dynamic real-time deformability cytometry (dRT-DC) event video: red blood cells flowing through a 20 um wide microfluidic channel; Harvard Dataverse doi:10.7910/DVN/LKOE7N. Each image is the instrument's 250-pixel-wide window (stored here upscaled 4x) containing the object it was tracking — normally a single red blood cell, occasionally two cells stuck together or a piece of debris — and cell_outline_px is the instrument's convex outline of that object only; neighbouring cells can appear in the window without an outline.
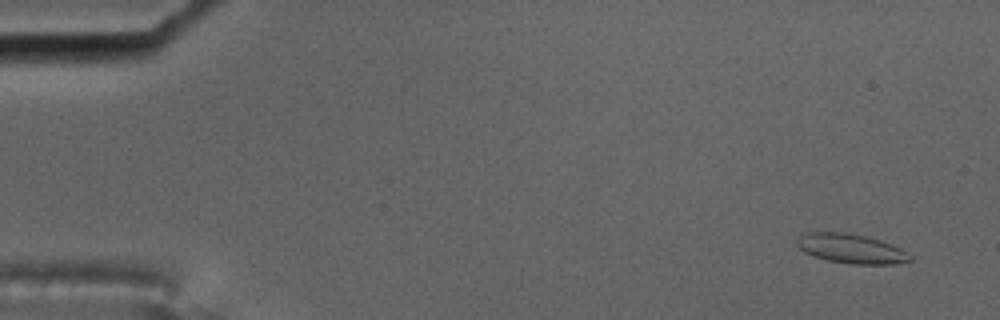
{"species": "common noctule bat (a hibernating species)", "species_latin": "Nyctalus noctula", "temperature_condition": "cold", "stored_images_in_passage": 56, "camera_frame_rate_fps": 3000, "um_per_image_px": 0.085, "animal": {"sex": "male", "body_mass_g": 17.5, "forearm_length_mm": 52.3}, "frame": {"image": 1, "passage_image": 1, "time_ms": 0.0, "image_size_px": [1000, 320], "cell_outline_px": [[912, 260], [896, 264], [848, 264], [828, 260], [812, 256], [804, 252], [796, 244], [796, 240], [800, 232], [848, 232], [880, 240], [892, 244], [900, 248], [912, 256]], "centroid_in_image_um": [72.3, 21.13], "position_along_channel_um": 12.7, "area_um2": 19.65}}
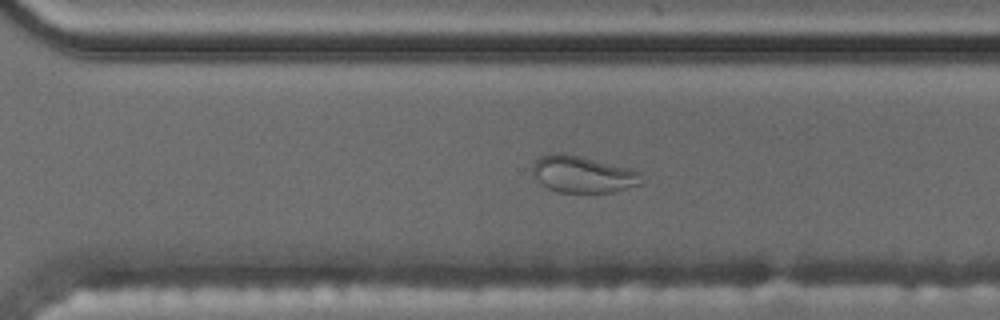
{"frame": {"image": 2, "passage_image": 38, "time_ms": 12.333, "image_size_px": [1000, 320], "cell_outline_px": [[644, 184], [616, 192], [556, 192], [548, 188], [532, 172], [532, 168], [536, 160], [540, 156], [548, 152], [564, 152], [632, 168], [640, 172]], "centroid_in_image_um": [49.6, 14.8], "position_along_channel_um": 321.0, "area_um2": 23.7}}
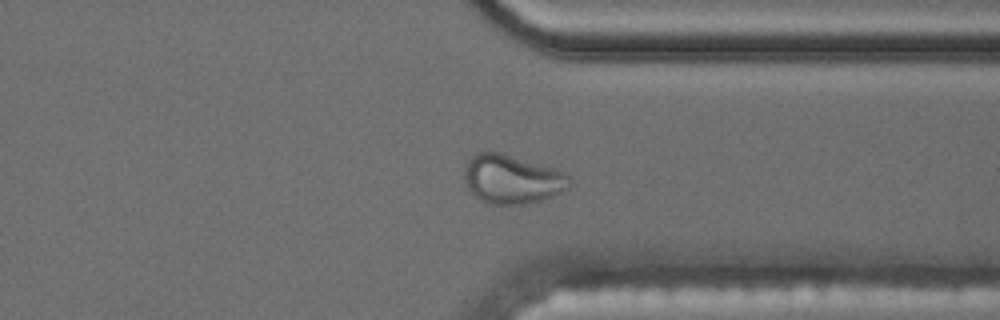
{"frame": {"image": 3, "passage_image": 42, "time_ms": 13.667, "image_size_px": [1000, 320], "cell_outline_px": [[572, 184], [568, 188], [552, 196], [540, 200], [524, 204], [488, 204], [480, 200], [468, 188], [464, 180], [464, 168], [468, 160], [476, 152], [496, 152], [556, 168], [564, 172], [568, 176]], "centroid_in_image_um": [43.51, 15.24], "position_along_channel_um": 367.9, "area_um2": 29.82}}